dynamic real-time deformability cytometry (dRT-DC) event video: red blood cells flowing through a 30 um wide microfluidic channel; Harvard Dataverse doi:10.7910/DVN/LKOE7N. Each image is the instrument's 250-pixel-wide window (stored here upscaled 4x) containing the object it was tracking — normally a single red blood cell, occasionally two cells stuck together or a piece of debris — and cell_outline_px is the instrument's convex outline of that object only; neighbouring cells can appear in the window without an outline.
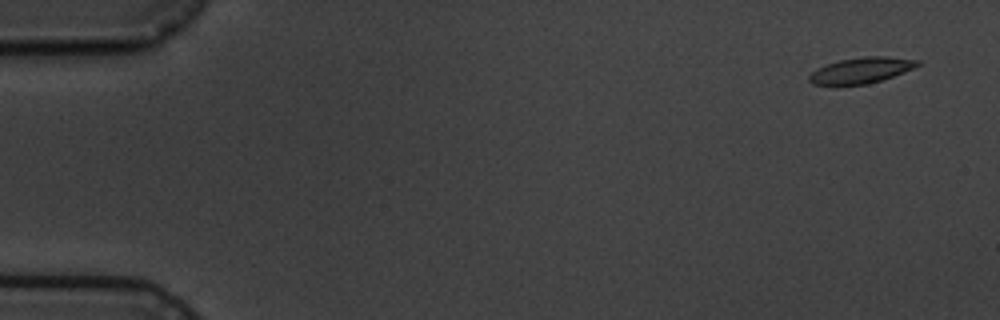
{"species": "common noctule bat (a hibernating species)", "species_latin": "Nyctalus noctula", "temperature_condition": "cold", "stored_images_in_passage": 6, "segment_of_instrument_passage": [1, 2], "camera_frame_rate_fps": 3000, "um_per_image_px": 0.085, "animal": {"sex": "male", "body_mass_g": 19.5, "forearm_length_mm": 54.6}, "frame": {"image": 1, "passage_image": 1, "time_ms": 0.0, "image_size_px": [1000, 320], "cell_outline_px": [[920, 64], [904, 72], [868, 84], [812, 84], [808, 80], [808, 76], [816, 68], [840, 60], [864, 56], [888, 56], [920, 60]], "centroid_in_image_um": [73.2, 5.96], "position_along_channel_um": 11.8, "area_um2": 16.07}}
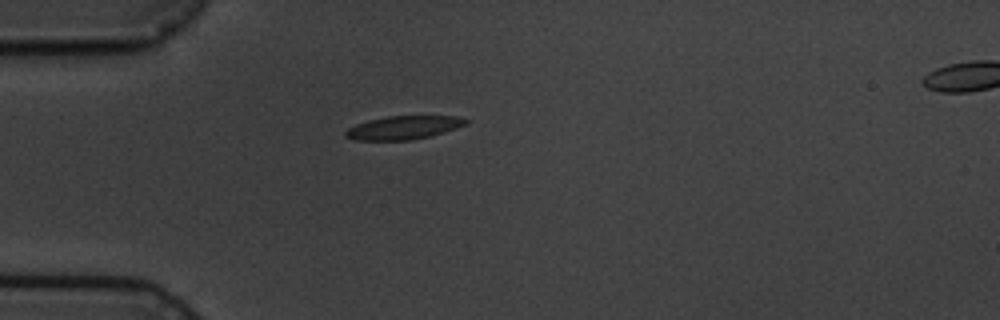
{"frame": {"image": 2, "passage_image": 5, "time_ms": 4.333, "image_size_px": [1000, 320], "cell_outline_px": [[468, 124], [444, 132], [412, 140], [352, 140], [344, 136], [344, 132], [348, 128], [356, 124], [368, 120], [388, 116], [456, 116], [468, 120]], "centroid_in_image_um": [34.26, 10.85], "position_along_channel_um": 50.7, "area_um2": 16.42}}